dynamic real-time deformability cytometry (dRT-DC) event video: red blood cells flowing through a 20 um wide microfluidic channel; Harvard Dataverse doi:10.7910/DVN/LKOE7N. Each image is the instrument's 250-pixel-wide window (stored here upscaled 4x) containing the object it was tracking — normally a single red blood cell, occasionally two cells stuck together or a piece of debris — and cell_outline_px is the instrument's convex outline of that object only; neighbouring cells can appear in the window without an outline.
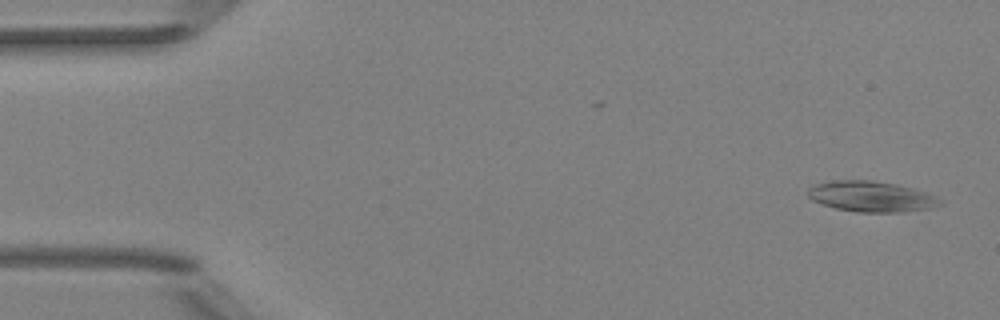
{"species": "Egyptian fruit bat (a non-hibernating species)", "species_latin": "Rousettus aegyptiacus", "temperature_condition": "room temperature", "stored_images_in_passage": 48, "camera_frame_rate_fps": 3000, "um_per_image_px": 0.085, "animal": {"sex": "female"}, "frame": {"image": 1, "passage_image": 2, "time_ms": 0.333, "image_size_px": [1000, 320], "cell_outline_px": [[944, 204], [932, 208], [900, 212], [856, 212], [836, 208], [812, 200], [808, 196], [808, 188], [816, 184], [832, 180], [872, 180], [896, 184], [912, 188], [936, 196], [944, 200]], "centroid_in_image_um": [74.1, 16.7], "position_along_channel_um": 10.9, "area_um2": 23.64}}
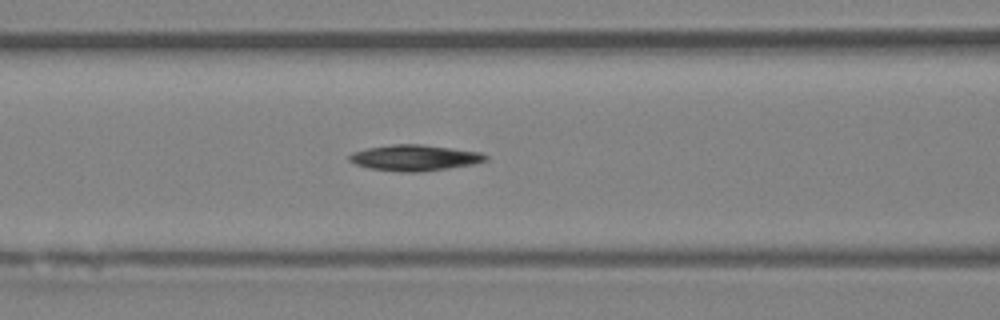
{"frame": {"image": 2, "passage_image": 21, "time_ms": 6.667, "image_size_px": [1000, 320], "cell_outline_px": [[488, 160], [472, 164], [448, 168], [420, 172], [400, 172], [368, 168], [356, 164], [348, 160], [348, 156], [352, 152], [368, 148], [392, 144], [420, 144], [452, 148], [480, 152], [488, 156]], "centroid_in_image_um": [35.22, 13.41], "position_along_channel_um": 131.4, "area_um2": 20.58}}
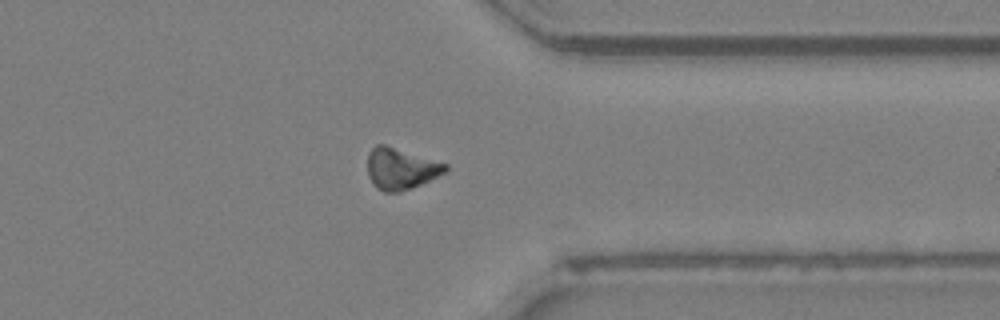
{"frame": {"image": 3, "passage_image": 40, "time_ms": 13.0, "image_size_px": [1000, 320], "cell_outline_px": [[448, 172], [420, 184], [400, 192], [384, 192], [376, 188], [368, 176], [368, 152], [376, 144], [384, 144], [448, 164]], "centroid_in_image_um": [34.07, 14.34], "position_along_channel_um": 377.3, "area_um2": 18.79}, "authors_computed_cell_mechanics": {"area_um2": 20.0855, "velocity_mm_per_s": 3.9682, "shape_relaxation_time_tau1_ms": 2.746, "shape_relaxation_time_tau2_ms": null, "deformation_change_tau1": 0.071, "deformation_change_tau2": null}}